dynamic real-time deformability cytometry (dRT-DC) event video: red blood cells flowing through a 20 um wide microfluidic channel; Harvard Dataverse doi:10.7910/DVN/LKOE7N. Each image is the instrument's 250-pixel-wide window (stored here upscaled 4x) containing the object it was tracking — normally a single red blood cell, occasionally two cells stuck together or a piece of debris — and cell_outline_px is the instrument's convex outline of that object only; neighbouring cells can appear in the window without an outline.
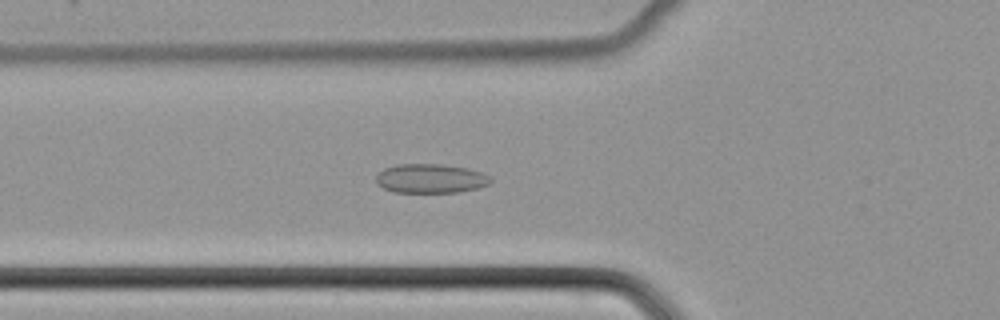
{"species": "common noctule bat (a hibernating species)", "species_latin": "Nyctalus noctula", "temperature_condition": "cold", "stored_images_in_passage": 51, "camera_frame_rate_fps": 3000, "um_per_image_px": 0.085, "animal": {"sex": "female", "body_mass_g": 22.7, "forearm_length_mm": 54.2}, "frame": {"image": 1, "passage_image": 19, "time_ms": 6.0, "image_size_px": [1000, 320], "cell_outline_px": [[492, 180], [488, 184], [476, 188], [460, 192], [392, 192], [376, 184], [376, 176], [384, 168], [396, 164], [440, 164], [468, 168], [484, 172]], "centroid_in_image_um": [36.59, 15.17], "position_along_channel_um": 89.2, "area_um2": 19.54}}
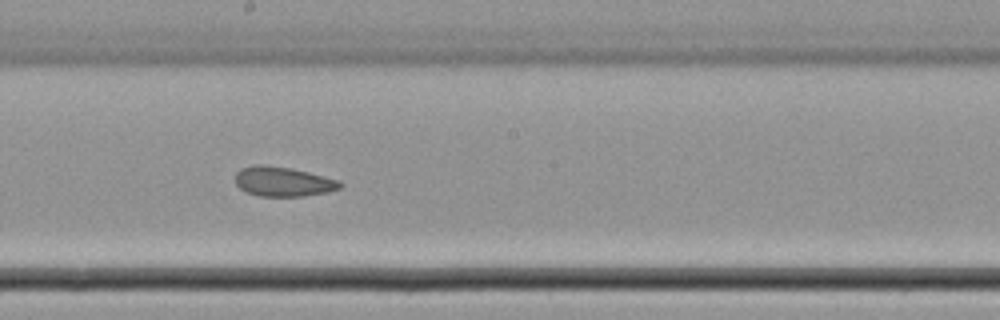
{"frame": {"image": 2, "passage_image": 29, "time_ms": 9.333, "image_size_px": [1000, 320], "cell_outline_px": [[344, 184], [340, 188], [328, 192], [304, 196], [260, 196], [248, 192], [240, 188], [236, 184], [236, 172], [240, 168], [252, 164], [264, 164], [292, 168], [340, 180]], "centroid_in_image_um": [24.07, 15.42], "position_along_channel_um": 224.1, "area_um2": 18.26}}
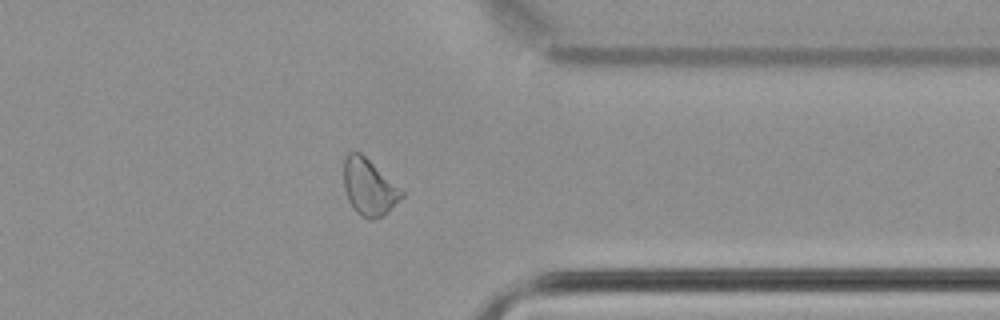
{"frame": {"image": 3, "passage_image": 41, "time_ms": 13.333, "image_size_px": [1000, 320], "cell_outline_px": [[404, 196], [384, 216], [372, 220], [368, 220], [360, 216], [352, 208], [348, 200], [344, 188], [344, 156], [348, 152], [360, 152], [404, 192]], "centroid_in_image_um": [31.34, 15.95], "position_along_channel_um": 380.1, "area_um2": 19.07}}